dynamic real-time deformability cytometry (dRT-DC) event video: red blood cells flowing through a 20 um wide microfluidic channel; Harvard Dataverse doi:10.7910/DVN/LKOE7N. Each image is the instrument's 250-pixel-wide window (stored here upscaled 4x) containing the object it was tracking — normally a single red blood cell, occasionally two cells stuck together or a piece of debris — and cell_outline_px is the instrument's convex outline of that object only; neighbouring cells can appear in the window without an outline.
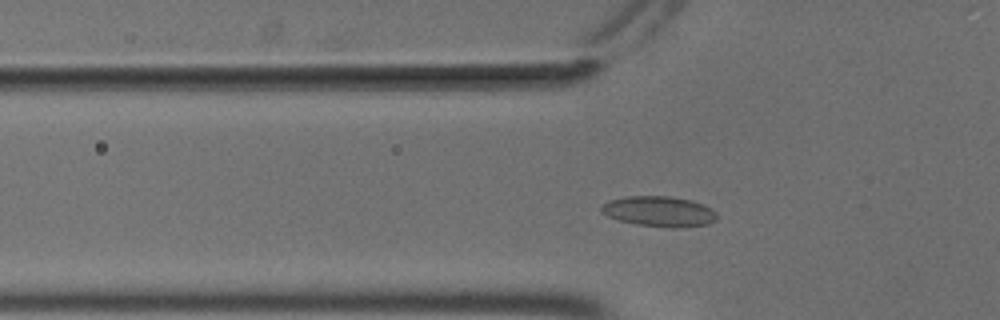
{"species": "common noctule bat (a hibernating species)", "species_latin": "Nyctalus noctula", "temperature_condition": "cold", "stored_images_in_passage": 49, "camera_frame_rate_fps": 3000, "um_per_image_px": 0.085, "animal": {"sex": "male", "body_mass_g": 18.8}, "frame": {"image": 1, "passage_image": 13, "time_ms": 4.0, "image_size_px": [1000, 320], "cell_outline_px": [[716, 220], [708, 224], [676, 228], [672, 228], [636, 224], [620, 220], [608, 216], [600, 212], [600, 208], [604, 204], [612, 200], [628, 196], [672, 196], [692, 200], [704, 204], [712, 208], [716, 212]], "centroid_in_image_um": [56.07, 17.97], "position_along_channel_um": 69.7, "area_um2": 20.46}}
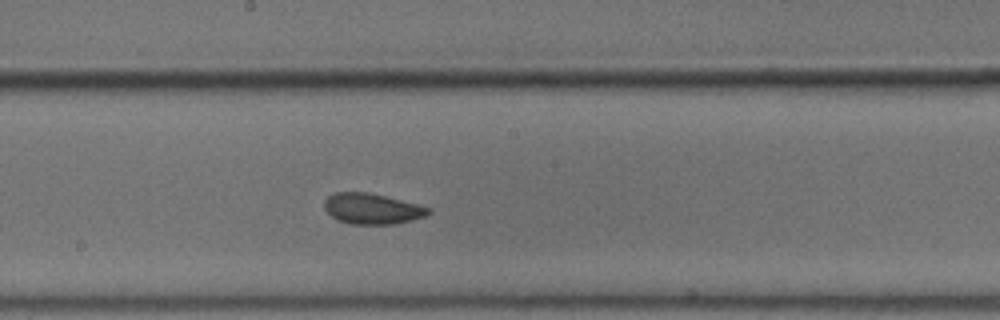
{"frame": {"image": 2, "passage_image": 25, "time_ms": 8.0, "image_size_px": [1000, 320], "cell_outline_px": [[432, 212], [424, 216], [412, 220], [396, 224], [352, 224], [336, 220], [324, 208], [324, 200], [328, 196], [336, 192], [368, 192], [416, 204], [428, 208]], "centroid_in_image_um": [31.59, 17.75], "position_along_channel_um": 216.6, "area_um2": 18.44}}
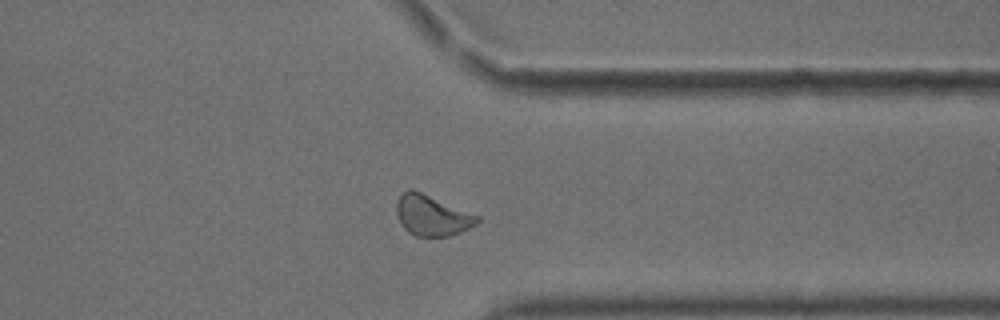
{"frame": {"image": 3, "passage_image": 38, "time_ms": 12.333, "image_size_px": [1000, 320], "cell_outline_px": [[480, 220], [476, 224], [460, 232], [448, 236], [416, 236], [408, 232], [404, 228], [396, 212], [396, 204], [400, 196], [408, 188], [412, 188], [480, 216]], "centroid_in_image_um": [36.72, 18.3], "position_along_channel_um": 374.7, "area_um2": 18.96}, "authors_computed_cell_mechanics": {"area_um2": 18.9584, "velocity_mm_per_s": 3.6758, "shape_relaxation_time_tau1_ms": 3.6911, "shape_relaxation_time_tau2_ms": 1.2147, "deformation_change_tau1": 0.0617, "deformation_change_tau2": 0.0498}}